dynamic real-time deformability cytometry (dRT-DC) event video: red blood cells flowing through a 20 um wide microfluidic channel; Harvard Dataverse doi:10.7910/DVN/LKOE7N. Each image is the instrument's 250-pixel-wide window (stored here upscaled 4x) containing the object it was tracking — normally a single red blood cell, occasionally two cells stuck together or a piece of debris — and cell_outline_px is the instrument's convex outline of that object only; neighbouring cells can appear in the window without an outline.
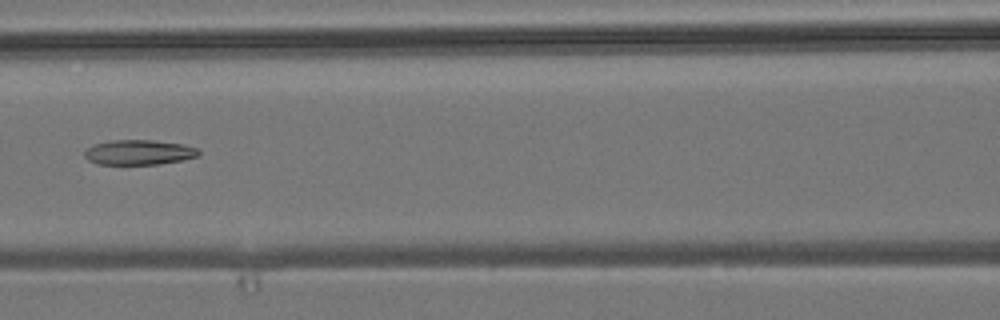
{"species": "common noctule bat (a hibernating species)", "species_latin": "Nyctalus noctula", "temperature_condition": "room temperature", "stored_images_in_passage": 6, "camera_frame_rate_fps": 3000, "um_per_image_px": 0.085, "animal": {"sex": "male", "body_mass_g": 19.2, "forearm_length_mm": 51.8}, "frame": {"image": 1, "passage_image": 6, "time_ms": 6.0, "image_size_px": [1000, 320], "cell_outline_px": [[200, 152], [196, 156], [180, 160], [156, 164], [96, 164], [88, 160], [84, 156], [84, 152], [92, 144], [108, 140], [152, 140], [184, 144], [196, 148]], "centroid_in_image_um": [11.74, 12.94], "position_along_channel_um": 154.9, "area_um2": 16.53}}